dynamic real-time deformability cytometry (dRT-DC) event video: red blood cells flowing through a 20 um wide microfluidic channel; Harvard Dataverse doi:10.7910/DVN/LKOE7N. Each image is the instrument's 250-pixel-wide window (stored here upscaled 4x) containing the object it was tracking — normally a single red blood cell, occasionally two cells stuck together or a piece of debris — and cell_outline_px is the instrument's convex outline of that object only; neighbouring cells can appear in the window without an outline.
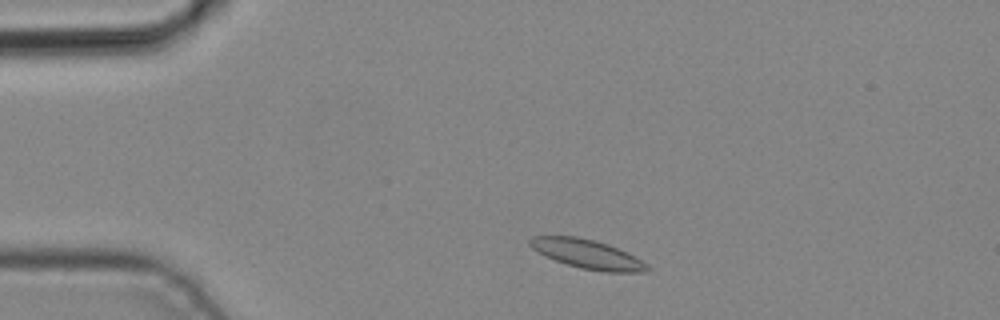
{"species": "common noctule bat (a hibernating species)", "species_latin": "Nyctalus noctula", "temperature_condition": "cold", "stored_images_in_passage": 5, "camera_frame_rate_fps": 3000, "um_per_image_px": 0.085, "animal": {"sex": "male", "body_mass_g": 19.2, "forearm_length_mm": 51.8}, "frame": {"image": 1, "passage_image": 5, "time_ms": 1.333, "image_size_px": [1000, 320], "cell_outline_px": [[652, 268], [648, 272], [604, 272], [580, 268], [556, 260], [532, 248], [528, 244], [528, 240], [532, 236], [576, 236], [596, 240], [608, 244], [648, 264]], "centroid_in_image_um": [49.94, 21.6], "position_along_channel_um": 35.1, "area_um2": 19.65}}